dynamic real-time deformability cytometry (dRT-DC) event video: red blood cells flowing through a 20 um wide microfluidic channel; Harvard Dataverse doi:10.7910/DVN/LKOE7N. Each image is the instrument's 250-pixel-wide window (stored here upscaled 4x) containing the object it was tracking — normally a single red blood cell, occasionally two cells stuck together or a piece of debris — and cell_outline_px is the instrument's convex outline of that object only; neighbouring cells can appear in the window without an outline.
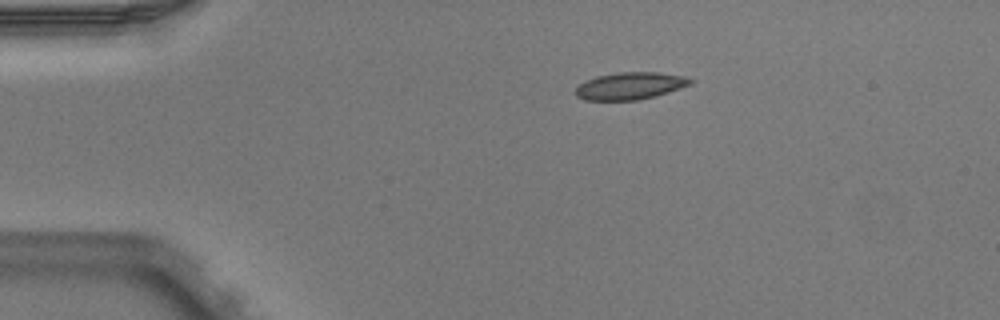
{"species": "Egyptian fruit bat (a non-hibernating species)", "species_latin": "Rousettus aegyptiacus", "temperature_condition": "warm", "stored_images_in_passage": 3, "camera_frame_rate_fps": 3000, "um_per_image_px": 0.085, "animal": {"sex": "male"}, "frame": {"image": 1, "passage_image": 1, "time_ms": 0.0, "image_size_px": [1000, 320], "cell_outline_px": [[696, 80], [692, 84], [656, 96], [636, 100], [584, 100], [576, 96], [576, 88], [584, 80], [596, 76], [620, 72], [660, 72], [684, 76]], "centroid_in_image_um": [53.58, 7.29], "position_along_channel_um": 31.4, "area_um2": 18.32}}
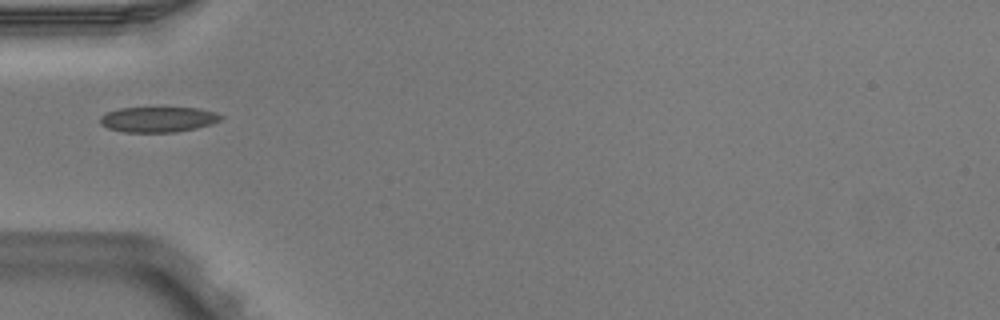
{"frame": {"image": 2, "passage_image": 3, "time_ms": 0.667, "image_size_px": [1000, 320], "cell_outline_px": [[224, 116], [220, 120], [212, 124], [196, 128], [176, 132], [124, 132], [108, 128], [100, 124], [100, 116], [108, 112], [120, 108], [200, 108], [216, 112]], "centroid_in_image_um": [13.46, 10.15], "position_along_channel_um": 71.5, "area_um2": 17.86}}